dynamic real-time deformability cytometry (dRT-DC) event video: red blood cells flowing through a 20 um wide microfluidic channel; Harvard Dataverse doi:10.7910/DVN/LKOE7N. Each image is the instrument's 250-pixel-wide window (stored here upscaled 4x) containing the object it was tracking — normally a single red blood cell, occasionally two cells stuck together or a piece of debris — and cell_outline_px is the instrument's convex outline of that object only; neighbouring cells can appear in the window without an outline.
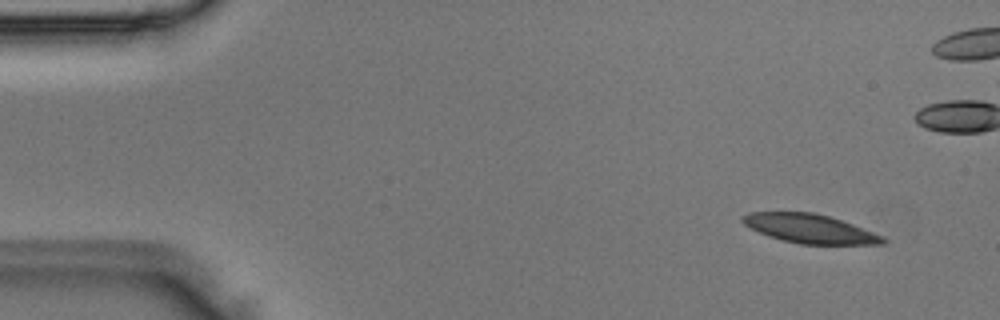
{"species": "Egyptian fruit bat (a non-hibernating species)", "species_latin": "Rousettus aegyptiacus", "temperature_condition": "room temperature", "stored_images_in_passage": 5, "camera_frame_rate_fps": 3000, "um_per_image_px": 0.085, "animal": {"sex": "male"}, "frame": {"image": 1, "passage_image": 1, "time_ms": 0.0, "image_size_px": [1000, 320], "cell_outline_px": [[888, 240], [884, 244], [800, 244], [768, 236], [744, 224], [740, 220], [740, 216], [748, 212], [812, 212], [828, 216], [852, 224], [884, 236]], "centroid_in_image_um": [68.83, 19.43], "position_along_channel_um": 16.2, "area_um2": 23.52}}